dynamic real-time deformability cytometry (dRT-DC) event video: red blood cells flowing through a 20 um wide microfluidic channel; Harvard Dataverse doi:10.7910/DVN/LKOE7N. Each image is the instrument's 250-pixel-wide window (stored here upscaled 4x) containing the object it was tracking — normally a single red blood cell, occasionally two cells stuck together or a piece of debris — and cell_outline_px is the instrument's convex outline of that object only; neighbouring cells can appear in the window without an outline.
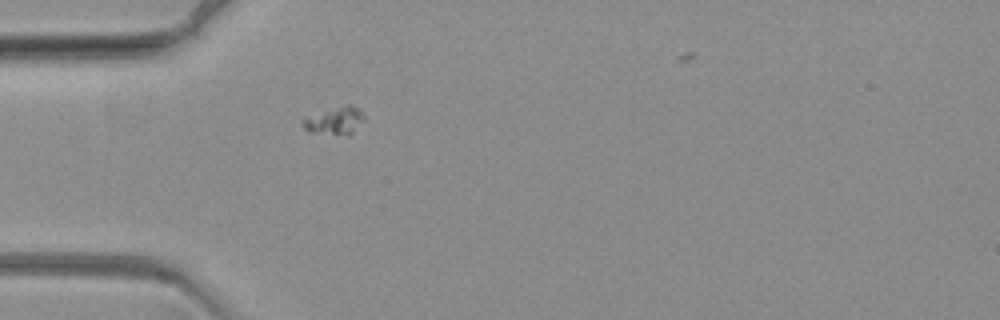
{"species": "common noctule bat (a hibernating species)", "species_latin": "Nyctalus noctula", "temperature_condition": "warm", "stored_images_in_passage": 63, "camera_frame_rate_fps": 3000, "um_per_image_px": 0.085, "animal": {"sex": "female", "body_mass_g": 19.3, "forearm_length_mm": 54.1}, "frame": {"image": 1, "passage_image": 18, "time_ms": 5.667, "image_size_px": [1000, 320], "cell_outline_px": [[364, 120], [348, 136], [308, 132], [300, 124], [300, 120], [304, 116], [344, 104], [352, 104], [364, 116]], "centroid_in_image_um": [28.37, 10.26], "position_along_channel_um": 56.6, "area_um2": 10.17}}